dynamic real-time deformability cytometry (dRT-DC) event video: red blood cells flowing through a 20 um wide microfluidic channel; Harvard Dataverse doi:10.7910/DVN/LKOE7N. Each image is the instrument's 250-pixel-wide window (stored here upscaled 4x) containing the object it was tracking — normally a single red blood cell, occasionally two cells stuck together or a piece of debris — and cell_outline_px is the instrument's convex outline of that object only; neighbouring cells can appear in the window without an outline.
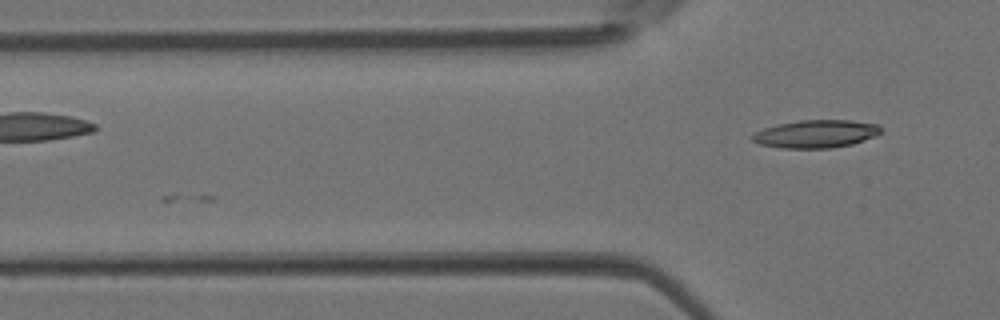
{"species": "Egyptian fruit bat (a non-hibernating species)", "species_latin": "Rousettus aegyptiacus", "temperature_condition": "room temperature", "stored_images_in_passage": 5, "camera_frame_rate_fps": 3000, "um_per_image_px": 0.085, "animal": {"sex": "female"}, "frame": {"image": 1, "passage_image": 5, "time_ms": 1.333, "image_size_px": [1000, 320], "cell_outline_px": [[880, 132], [876, 136], [852, 144], [832, 148], [780, 148], [760, 144], [752, 140], [752, 136], [756, 132], [764, 128], [780, 124], [800, 120], [852, 120], [876, 124], [880, 128]], "centroid_in_image_um": [69.36, 11.38], "position_along_channel_um": 56.4, "area_um2": 20.69}}